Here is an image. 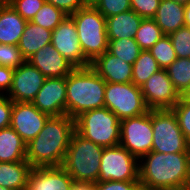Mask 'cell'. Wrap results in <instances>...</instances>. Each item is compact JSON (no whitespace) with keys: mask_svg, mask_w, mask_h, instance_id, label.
<instances>
[{"mask_svg":"<svg viewBox=\"0 0 190 190\" xmlns=\"http://www.w3.org/2000/svg\"><path fill=\"white\" fill-rule=\"evenodd\" d=\"M142 19L143 18L133 10L106 18L108 39L134 38Z\"/></svg>","mask_w":190,"mask_h":190,"instance_id":"cell-21","label":"cell"},{"mask_svg":"<svg viewBox=\"0 0 190 190\" xmlns=\"http://www.w3.org/2000/svg\"><path fill=\"white\" fill-rule=\"evenodd\" d=\"M51 45H53L75 68H86L91 63L85 58L79 44L76 25L70 16L52 31Z\"/></svg>","mask_w":190,"mask_h":190,"instance_id":"cell-12","label":"cell"},{"mask_svg":"<svg viewBox=\"0 0 190 190\" xmlns=\"http://www.w3.org/2000/svg\"><path fill=\"white\" fill-rule=\"evenodd\" d=\"M0 190H8V189H6V188L0 186Z\"/></svg>","mask_w":190,"mask_h":190,"instance_id":"cell-47","label":"cell"},{"mask_svg":"<svg viewBox=\"0 0 190 190\" xmlns=\"http://www.w3.org/2000/svg\"><path fill=\"white\" fill-rule=\"evenodd\" d=\"M144 102L149 110L172 109L180 100L166 69H159L141 86Z\"/></svg>","mask_w":190,"mask_h":190,"instance_id":"cell-11","label":"cell"},{"mask_svg":"<svg viewBox=\"0 0 190 190\" xmlns=\"http://www.w3.org/2000/svg\"><path fill=\"white\" fill-rule=\"evenodd\" d=\"M184 190H190V182L186 185V187L184 188Z\"/></svg>","mask_w":190,"mask_h":190,"instance_id":"cell-46","label":"cell"},{"mask_svg":"<svg viewBox=\"0 0 190 190\" xmlns=\"http://www.w3.org/2000/svg\"><path fill=\"white\" fill-rule=\"evenodd\" d=\"M31 169L28 161L0 162V186L8 190H26Z\"/></svg>","mask_w":190,"mask_h":190,"instance_id":"cell-22","label":"cell"},{"mask_svg":"<svg viewBox=\"0 0 190 190\" xmlns=\"http://www.w3.org/2000/svg\"><path fill=\"white\" fill-rule=\"evenodd\" d=\"M66 16L59 8L45 1L31 22L53 31Z\"/></svg>","mask_w":190,"mask_h":190,"instance_id":"cell-29","label":"cell"},{"mask_svg":"<svg viewBox=\"0 0 190 190\" xmlns=\"http://www.w3.org/2000/svg\"><path fill=\"white\" fill-rule=\"evenodd\" d=\"M185 5L174 0H161L153 18L164 35H170L185 26Z\"/></svg>","mask_w":190,"mask_h":190,"instance_id":"cell-20","label":"cell"},{"mask_svg":"<svg viewBox=\"0 0 190 190\" xmlns=\"http://www.w3.org/2000/svg\"><path fill=\"white\" fill-rule=\"evenodd\" d=\"M103 149L104 147L83 138L75 131L62 167L73 180L97 182Z\"/></svg>","mask_w":190,"mask_h":190,"instance_id":"cell-4","label":"cell"},{"mask_svg":"<svg viewBox=\"0 0 190 190\" xmlns=\"http://www.w3.org/2000/svg\"><path fill=\"white\" fill-rule=\"evenodd\" d=\"M72 182L62 166L32 167L26 190H70Z\"/></svg>","mask_w":190,"mask_h":190,"instance_id":"cell-17","label":"cell"},{"mask_svg":"<svg viewBox=\"0 0 190 190\" xmlns=\"http://www.w3.org/2000/svg\"><path fill=\"white\" fill-rule=\"evenodd\" d=\"M168 36L177 58H190V28L183 26Z\"/></svg>","mask_w":190,"mask_h":190,"instance_id":"cell-31","label":"cell"},{"mask_svg":"<svg viewBox=\"0 0 190 190\" xmlns=\"http://www.w3.org/2000/svg\"><path fill=\"white\" fill-rule=\"evenodd\" d=\"M105 107L112 111L119 120L135 117L146 113V106L141 87L130 83L106 82Z\"/></svg>","mask_w":190,"mask_h":190,"instance_id":"cell-8","label":"cell"},{"mask_svg":"<svg viewBox=\"0 0 190 190\" xmlns=\"http://www.w3.org/2000/svg\"><path fill=\"white\" fill-rule=\"evenodd\" d=\"M106 81L91 66L74 68L66 76V114L76 118L81 113L105 107Z\"/></svg>","mask_w":190,"mask_h":190,"instance_id":"cell-3","label":"cell"},{"mask_svg":"<svg viewBox=\"0 0 190 190\" xmlns=\"http://www.w3.org/2000/svg\"><path fill=\"white\" fill-rule=\"evenodd\" d=\"M13 101L5 96L0 95V129L10 127Z\"/></svg>","mask_w":190,"mask_h":190,"instance_id":"cell-38","label":"cell"},{"mask_svg":"<svg viewBox=\"0 0 190 190\" xmlns=\"http://www.w3.org/2000/svg\"><path fill=\"white\" fill-rule=\"evenodd\" d=\"M26 21H31L45 0H6Z\"/></svg>","mask_w":190,"mask_h":190,"instance_id":"cell-33","label":"cell"},{"mask_svg":"<svg viewBox=\"0 0 190 190\" xmlns=\"http://www.w3.org/2000/svg\"><path fill=\"white\" fill-rule=\"evenodd\" d=\"M161 0H130L131 10L139 16L153 19Z\"/></svg>","mask_w":190,"mask_h":190,"instance_id":"cell-36","label":"cell"},{"mask_svg":"<svg viewBox=\"0 0 190 190\" xmlns=\"http://www.w3.org/2000/svg\"><path fill=\"white\" fill-rule=\"evenodd\" d=\"M75 131L104 148L120 143V120L107 107L81 113L75 118Z\"/></svg>","mask_w":190,"mask_h":190,"instance_id":"cell-6","label":"cell"},{"mask_svg":"<svg viewBox=\"0 0 190 190\" xmlns=\"http://www.w3.org/2000/svg\"><path fill=\"white\" fill-rule=\"evenodd\" d=\"M99 0H83L85 6H95Z\"/></svg>","mask_w":190,"mask_h":190,"instance_id":"cell-44","label":"cell"},{"mask_svg":"<svg viewBox=\"0 0 190 190\" xmlns=\"http://www.w3.org/2000/svg\"><path fill=\"white\" fill-rule=\"evenodd\" d=\"M161 69L148 50H142L133 63L132 83L141 87L150 76Z\"/></svg>","mask_w":190,"mask_h":190,"instance_id":"cell-25","label":"cell"},{"mask_svg":"<svg viewBox=\"0 0 190 190\" xmlns=\"http://www.w3.org/2000/svg\"><path fill=\"white\" fill-rule=\"evenodd\" d=\"M172 110L177 116L179 127L183 135L190 143V103L184 102L180 98V100L172 107Z\"/></svg>","mask_w":190,"mask_h":190,"instance_id":"cell-35","label":"cell"},{"mask_svg":"<svg viewBox=\"0 0 190 190\" xmlns=\"http://www.w3.org/2000/svg\"><path fill=\"white\" fill-rule=\"evenodd\" d=\"M49 117L31 102H13L10 127L27 144L38 135Z\"/></svg>","mask_w":190,"mask_h":190,"instance_id":"cell-13","label":"cell"},{"mask_svg":"<svg viewBox=\"0 0 190 190\" xmlns=\"http://www.w3.org/2000/svg\"><path fill=\"white\" fill-rule=\"evenodd\" d=\"M139 162V182L145 190H184L190 182V152L151 151Z\"/></svg>","mask_w":190,"mask_h":190,"instance_id":"cell-1","label":"cell"},{"mask_svg":"<svg viewBox=\"0 0 190 190\" xmlns=\"http://www.w3.org/2000/svg\"><path fill=\"white\" fill-rule=\"evenodd\" d=\"M152 110L120 121V143L134 157L141 159L152 151Z\"/></svg>","mask_w":190,"mask_h":190,"instance_id":"cell-10","label":"cell"},{"mask_svg":"<svg viewBox=\"0 0 190 190\" xmlns=\"http://www.w3.org/2000/svg\"><path fill=\"white\" fill-rule=\"evenodd\" d=\"M180 98L187 103H190V85L189 87L184 90L181 94H180Z\"/></svg>","mask_w":190,"mask_h":190,"instance_id":"cell-43","label":"cell"},{"mask_svg":"<svg viewBox=\"0 0 190 190\" xmlns=\"http://www.w3.org/2000/svg\"><path fill=\"white\" fill-rule=\"evenodd\" d=\"M94 7L105 18L131 10L130 0H99Z\"/></svg>","mask_w":190,"mask_h":190,"instance_id":"cell-34","label":"cell"},{"mask_svg":"<svg viewBox=\"0 0 190 190\" xmlns=\"http://www.w3.org/2000/svg\"><path fill=\"white\" fill-rule=\"evenodd\" d=\"M175 2H179V3H182V4H187L190 0H174Z\"/></svg>","mask_w":190,"mask_h":190,"instance_id":"cell-45","label":"cell"},{"mask_svg":"<svg viewBox=\"0 0 190 190\" xmlns=\"http://www.w3.org/2000/svg\"><path fill=\"white\" fill-rule=\"evenodd\" d=\"M75 119L67 114L50 116L38 135L26 144V160L32 167L62 166Z\"/></svg>","mask_w":190,"mask_h":190,"instance_id":"cell-2","label":"cell"},{"mask_svg":"<svg viewBox=\"0 0 190 190\" xmlns=\"http://www.w3.org/2000/svg\"><path fill=\"white\" fill-rule=\"evenodd\" d=\"M166 72L181 94L190 85V58H177L166 68Z\"/></svg>","mask_w":190,"mask_h":190,"instance_id":"cell-27","label":"cell"},{"mask_svg":"<svg viewBox=\"0 0 190 190\" xmlns=\"http://www.w3.org/2000/svg\"><path fill=\"white\" fill-rule=\"evenodd\" d=\"M26 23L6 0H0V44L18 45Z\"/></svg>","mask_w":190,"mask_h":190,"instance_id":"cell-19","label":"cell"},{"mask_svg":"<svg viewBox=\"0 0 190 190\" xmlns=\"http://www.w3.org/2000/svg\"><path fill=\"white\" fill-rule=\"evenodd\" d=\"M52 31L45 29L31 21H27L23 34L20 37L18 48L27 60L45 45L51 43Z\"/></svg>","mask_w":190,"mask_h":190,"instance_id":"cell-23","label":"cell"},{"mask_svg":"<svg viewBox=\"0 0 190 190\" xmlns=\"http://www.w3.org/2000/svg\"><path fill=\"white\" fill-rule=\"evenodd\" d=\"M163 36L164 33L154 19L144 18L142 19L134 39L141 50H149Z\"/></svg>","mask_w":190,"mask_h":190,"instance_id":"cell-28","label":"cell"},{"mask_svg":"<svg viewBox=\"0 0 190 190\" xmlns=\"http://www.w3.org/2000/svg\"><path fill=\"white\" fill-rule=\"evenodd\" d=\"M51 5L59 8L67 16H71L80 8L85 7L83 0H45Z\"/></svg>","mask_w":190,"mask_h":190,"instance_id":"cell-39","label":"cell"},{"mask_svg":"<svg viewBox=\"0 0 190 190\" xmlns=\"http://www.w3.org/2000/svg\"><path fill=\"white\" fill-rule=\"evenodd\" d=\"M90 66L106 82H132L133 65L112 55L108 51H105L102 55L98 56Z\"/></svg>","mask_w":190,"mask_h":190,"instance_id":"cell-18","label":"cell"},{"mask_svg":"<svg viewBox=\"0 0 190 190\" xmlns=\"http://www.w3.org/2000/svg\"><path fill=\"white\" fill-rule=\"evenodd\" d=\"M46 77L27 60L14 69L10 90L6 95L13 102H32Z\"/></svg>","mask_w":190,"mask_h":190,"instance_id":"cell-14","label":"cell"},{"mask_svg":"<svg viewBox=\"0 0 190 190\" xmlns=\"http://www.w3.org/2000/svg\"><path fill=\"white\" fill-rule=\"evenodd\" d=\"M26 160V143L11 127L0 129V162Z\"/></svg>","mask_w":190,"mask_h":190,"instance_id":"cell-24","label":"cell"},{"mask_svg":"<svg viewBox=\"0 0 190 190\" xmlns=\"http://www.w3.org/2000/svg\"><path fill=\"white\" fill-rule=\"evenodd\" d=\"M148 51L156 59L157 64L161 69H166L177 59L175 50L168 35H164Z\"/></svg>","mask_w":190,"mask_h":190,"instance_id":"cell-30","label":"cell"},{"mask_svg":"<svg viewBox=\"0 0 190 190\" xmlns=\"http://www.w3.org/2000/svg\"><path fill=\"white\" fill-rule=\"evenodd\" d=\"M31 103L49 116L66 114V77L46 78Z\"/></svg>","mask_w":190,"mask_h":190,"instance_id":"cell-15","label":"cell"},{"mask_svg":"<svg viewBox=\"0 0 190 190\" xmlns=\"http://www.w3.org/2000/svg\"><path fill=\"white\" fill-rule=\"evenodd\" d=\"M70 17L76 25L84 56L92 63L108 49L106 18L93 6L80 8Z\"/></svg>","mask_w":190,"mask_h":190,"instance_id":"cell-5","label":"cell"},{"mask_svg":"<svg viewBox=\"0 0 190 190\" xmlns=\"http://www.w3.org/2000/svg\"><path fill=\"white\" fill-rule=\"evenodd\" d=\"M127 149L119 144L105 147L101 157L99 179L108 181H139V163Z\"/></svg>","mask_w":190,"mask_h":190,"instance_id":"cell-9","label":"cell"},{"mask_svg":"<svg viewBox=\"0 0 190 190\" xmlns=\"http://www.w3.org/2000/svg\"><path fill=\"white\" fill-rule=\"evenodd\" d=\"M26 59L22 56L18 45L0 44V65L11 69H16L22 65Z\"/></svg>","mask_w":190,"mask_h":190,"instance_id":"cell-32","label":"cell"},{"mask_svg":"<svg viewBox=\"0 0 190 190\" xmlns=\"http://www.w3.org/2000/svg\"><path fill=\"white\" fill-rule=\"evenodd\" d=\"M108 41L107 51L132 65L142 51L138 43L132 37L108 39Z\"/></svg>","mask_w":190,"mask_h":190,"instance_id":"cell-26","label":"cell"},{"mask_svg":"<svg viewBox=\"0 0 190 190\" xmlns=\"http://www.w3.org/2000/svg\"><path fill=\"white\" fill-rule=\"evenodd\" d=\"M70 190H96V182L73 180Z\"/></svg>","mask_w":190,"mask_h":190,"instance_id":"cell-41","label":"cell"},{"mask_svg":"<svg viewBox=\"0 0 190 190\" xmlns=\"http://www.w3.org/2000/svg\"><path fill=\"white\" fill-rule=\"evenodd\" d=\"M152 151L160 153L190 152V143L183 135L172 109L152 110Z\"/></svg>","mask_w":190,"mask_h":190,"instance_id":"cell-7","label":"cell"},{"mask_svg":"<svg viewBox=\"0 0 190 190\" xmlns=\"http://www.w3.org/2000/svg\"><path fill=\"white\" fill-rule=\"evenodd\" d=\"M14 69L4 67L0 65V91L6 90V93L10 90L13 80ZM0 95H3L0 92Z\"/></svg>","mask_w":190,"mask_h":190,"instance_id":"cell-40","label":"cell"},{"mask_svg":"<svg viewBox=\"0 0 190 190\" xmlns=\"http://www.w3.org/2000/svg\"><path fill=\"white\" fill-rule=\"evenodd\" d=\"M184 19H185V26L190 28V1L187 4H185Z\"/></svg>","mask_w":190,"mask_h":190,"instance_id":"cell-42","label":"cell"},{"mask_svg":"<svg viewBox=\"0 0 190 190\" xmlns=\"http://www.w3.org/2000/svg\"><path fill=\"white\" fill-rule=\"evenodd\" d=\"M27 61L46 78L66 77L75 68L51 43L39 49Z\"/></svg>","mask_w":190,"mask_h":190,"instance_id":"cell-16","label":"cell"},{"mask_svg":"<svg viewBox=\"0 0 190 190\" xmlns=\"http://www.w3.org/2000/svg\"><path fill=\"white\" fill-rule=\"evenodd\" d=\"M96 190H142L139 181L96 182Z\"/></svg>","mask_w":190,"mask_h":190,"instance_id":"cell-37","label":"cell"}]
</instances>
